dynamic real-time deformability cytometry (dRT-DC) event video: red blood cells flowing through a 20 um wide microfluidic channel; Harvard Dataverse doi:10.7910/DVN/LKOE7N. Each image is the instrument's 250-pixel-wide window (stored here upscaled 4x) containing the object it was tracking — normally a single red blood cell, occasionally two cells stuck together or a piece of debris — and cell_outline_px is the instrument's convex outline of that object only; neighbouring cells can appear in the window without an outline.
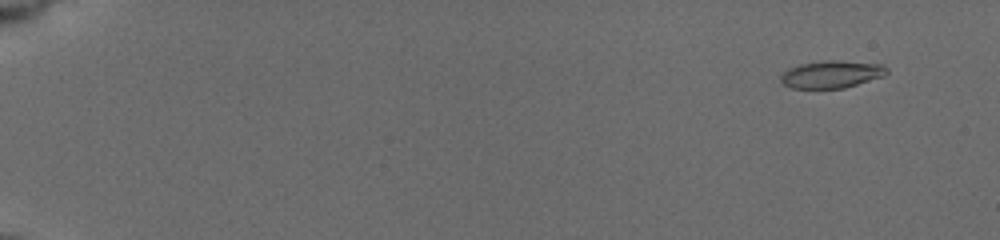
{"species": "common noctule bat (a hibernating species)", "species_latin": "Nyctalus noctula", "temperature_condition": "cold", "stored_images_in_passage": 54, "camera_frame_rate_fps": 3000, "um_per_image_px": 0.085, "animal": {"sex": "female", "body_mass_g": 19.5, "forearm_length_mm": 54.1}, "frame": {"image": 1, "passage_image": 1, "time_ms": 0.0, "image_size_px": [1000, 240], "cell_outline_px": [[888, 72], [884, 76], [844, 88], [792, 88], [784, 84], [780, 80], [780, 76], [788, 68], [800, 64], [824, 60], [840, 60], [884, 64], [888, 68]], "centroid_in_image_um": [70.71, 6.3], "position_along_channel_um": 14.3, "area_um2": 17.05}}
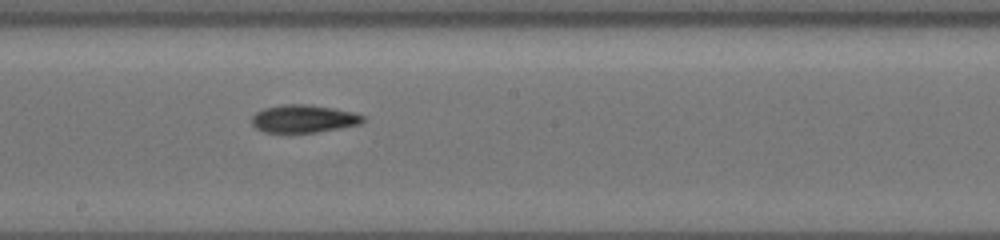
{"frame": {"image": 2, "passage_image": 31, "time_ms": 10.0, "image_size_px": [1000, 240], "cell_outline_px": [[364, 120], [360, 124], [316, 132], [264, 132], [256, 128], [252, 124], [252, 116], [256, 112], [264, 108], [284, 104], [308, 104], [332, 108], [352, 112], [364, 116]], "centroid_in_image_um": [25.78, 10.08], "position_along_channel_um": 222.4, "area_um2": 17.8}}
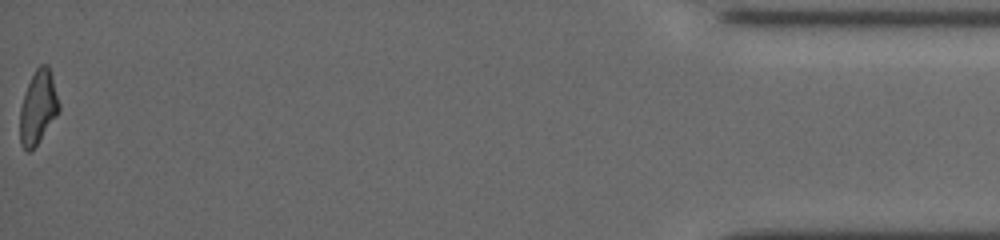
{"frame": {"image": 3, "passage_image": 54, "time_ms": 17.667, "image_size_px": [1000, 240], "cell_outline_px": [[60, 108], [56, 116], [36, 144], [28, 152], [20, 144], [20, 108], [24, 92], [36, 68], [40, 64], [48, 64], [52, 76], [60, 104]], "centroid_in_image_um": [3.23, 9.09], "position_along_channel_um": 432.0, "area_um2": 16.47}, "authors_computed_cell_mechanics": {"area_um2": 17.3978, "velocity_mm_per_s": 3.7688, "shape_relaxation_time_tau1_ms": null, "shape_relaxation_time_tau2_ms": 7.638, "deformation_change_tau1": null, "deformation_change_tau2": 0.1599}}